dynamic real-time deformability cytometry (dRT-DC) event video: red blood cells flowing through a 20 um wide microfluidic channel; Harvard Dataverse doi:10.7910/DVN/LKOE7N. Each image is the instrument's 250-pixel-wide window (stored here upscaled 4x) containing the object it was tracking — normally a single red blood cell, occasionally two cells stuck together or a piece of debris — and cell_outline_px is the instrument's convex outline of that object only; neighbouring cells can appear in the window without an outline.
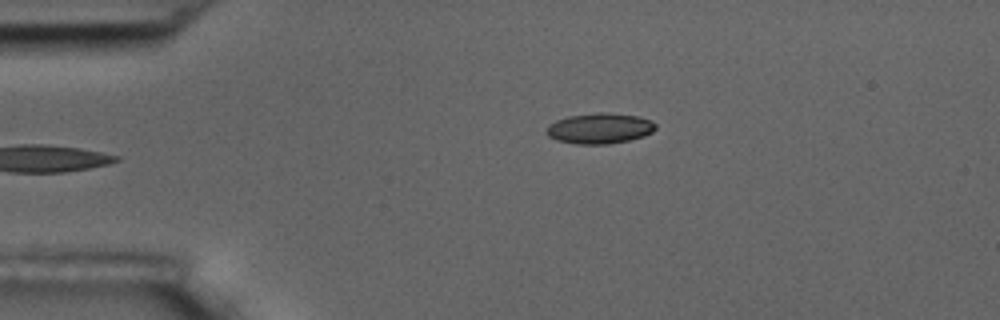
{"species": "common noctule bat (a hibernating species)", "species_latin": "Nyctalus noctula", "temperature_condition": "room temperature", "stored_images_in_passage": 6, "camera_frame_rate_fps": 3000, "um_per_image_px": 0.085, "animal": {"sex": "male", "body_mass_g": 17.5, "forearm_length_mm": 52.3}, "frame": {"image": 1, "passage_image": 6, "time_ms": 5.667, "image_size_px": [1000, 320], "cell_outline_px": [[656, 128], [652, 132], [644, 136], [628, 140], [608, 144], [576, 144], [556, 140], [548, 136], [544, 132], [548, 124], [556, 120], [568, 116], [596, 112], [608, 112], [640, 116], [652, 120], [656, 124]], "centroid_in_image_um": [50.96, 10.9], "position_along_channel_um": 34.0, "area_um2": 19.77}}